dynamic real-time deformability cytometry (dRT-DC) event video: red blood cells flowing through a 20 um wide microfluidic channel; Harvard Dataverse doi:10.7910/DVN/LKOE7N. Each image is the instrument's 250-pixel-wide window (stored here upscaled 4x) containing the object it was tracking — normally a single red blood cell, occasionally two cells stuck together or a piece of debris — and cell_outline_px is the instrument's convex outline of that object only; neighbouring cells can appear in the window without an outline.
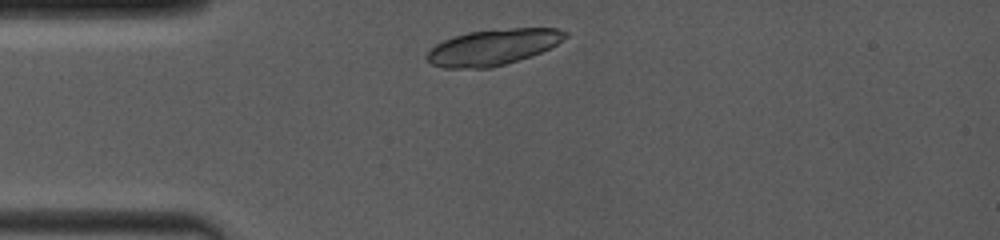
{"species": "common noctule bat (a hibernating species)", "species_latin": "Nyctalus noctula", "temperature_condition": "room temperature", "stored_images_in_passage": 2, "camera_frame_rate_fps": 4000, "um_per_image_px": 0.085, "animal": {"sex": "female", "body_mass_g": 19.0, "forearm_length_mm": 53.3}, "frame": {"image": 1, "passage_image": 1, "time_ms": 0.0, "image_size_px": [1000, 240], "cell_outline_px": [[568, 36], [556, 44], [540, 52], [492, 68], [444, 68], [432, 64], [428, 60], [428, 52], [436, 44], [452, 36], [468, 32], [512, 28], [556, 28], [568, 32]], "centroid_in_image_um": [41.9, 4.0], "position_along_channel_um": 43.1, "area_um2": 28.55}}